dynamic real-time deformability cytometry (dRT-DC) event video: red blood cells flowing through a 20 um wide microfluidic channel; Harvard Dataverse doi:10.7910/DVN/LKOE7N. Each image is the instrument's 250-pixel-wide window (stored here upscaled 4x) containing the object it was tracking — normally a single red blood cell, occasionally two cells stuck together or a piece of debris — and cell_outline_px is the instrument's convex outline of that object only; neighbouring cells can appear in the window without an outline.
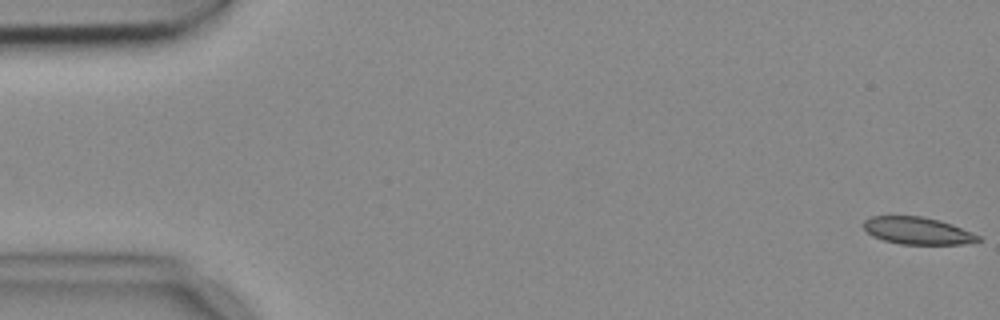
{"species": "common noctule bat (a hibernating species)", "species_latin": "Nyctalus noctula", "temperature_condition": "cold", "stored_images_in_passage": 14, "camera_frame_rate_fps": 3000, "um_per_image_px": 0.085, "animal": {"sex": "female", "body_mass_g": 18.4}, "frame": {"image": 1, "passage_image": 1, "time_ms": 0.0, "image_size_px": [1000, 320], "cell_outline_px": [[980, 240], [964, 244], [900, 244], [884, 240], [872, 236], [864, 228], [864, 220], [872, 216], [920, 216], [940, 220], [952, 224], [972, 232], [980, 236]], "centroid_in_image_um": [77.99, 19.61], "position_along_channel_um": 7.0, "area_um2": 18.09}}
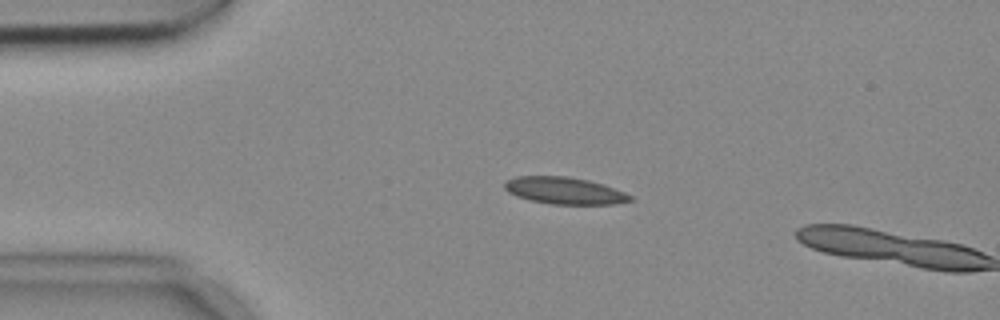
{"frame": {"image": 2, "passage_image": 12, "time_ms": 3.667, "image_size_px": [1000, 320], "cell_outline_px": [[636, 200], [616, 204], [552, 204], [532, 200], [516, 196], [508, 192], [504, 188], [504, 180], [516, 176], [568, 176], [588, 180], [604, 184], [624, 192], [632, 196]], "centroid_in_image_um": [47.99, 16.2], "position_along_channel_um": 37.0, "area_um2": 19.88}}